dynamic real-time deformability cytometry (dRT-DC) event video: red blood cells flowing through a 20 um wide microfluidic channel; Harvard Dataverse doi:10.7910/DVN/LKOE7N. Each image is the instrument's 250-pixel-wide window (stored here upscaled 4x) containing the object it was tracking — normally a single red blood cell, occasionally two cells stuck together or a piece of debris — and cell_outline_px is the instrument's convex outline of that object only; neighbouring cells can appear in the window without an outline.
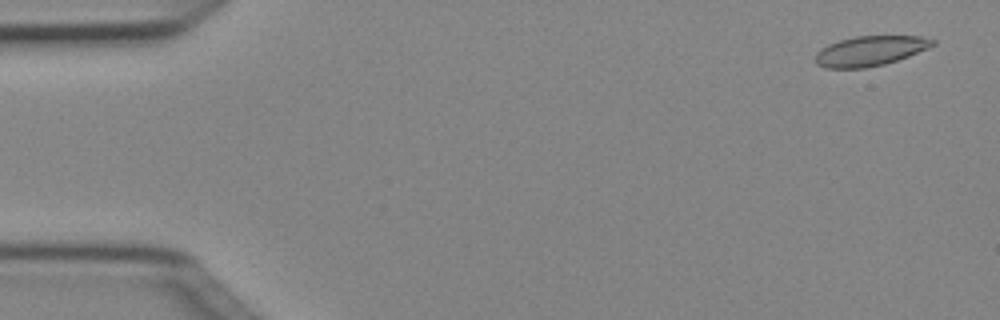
{"species": "Egyptian fruit bat (a non-hibernating species)", "species_latin": "Rousettus aegyptiacus", "temperature_condition": "cold", "stored_images_in_passage": 6, "camera_frame_rate_fps": 3000, "um_per_image_px": 0.085, "animal": {"sex": "female"}, "frame": {"image": 1, "passage_image": 1, "time_ms": 0.0, "image_size_px": [1000, 320], "cell_outline_px": [[936, 44], [928, 48], [908, 56], [884, 64], [864, 68], [824, 68], [816, 64], [812, 60], [816, 52], [820, 48], [828, 44], [840, 40], [856, 36], [920, 36], [936, 40]], "centroid_in_image_um": [73.9, 4.33], "position_along_channel_um": 11.1, "area_um2": 20.58}}
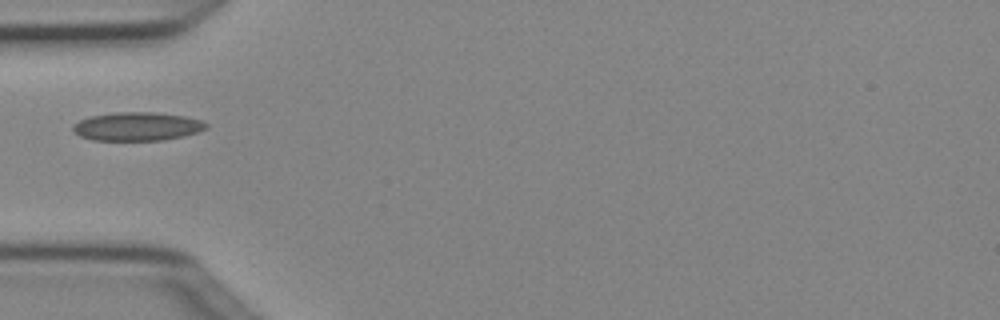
{"frame": {"image": 2, "passage_image": 5, "time_ms": 1.333, "image_size_px": [1000, 320], "cell_outline_px": [[208, 128], [184, 136], [164, 140], [92, 140], [80, 136], [72, 128], [72, 124], [88, 116], [116, 112], [152, 112], [184, 116], [204, 120], [208, 124]], "centroid_in_image_um": [11.67, 10.74], "position_along_channel_um": 73.3, "area_um2": 22.25}}
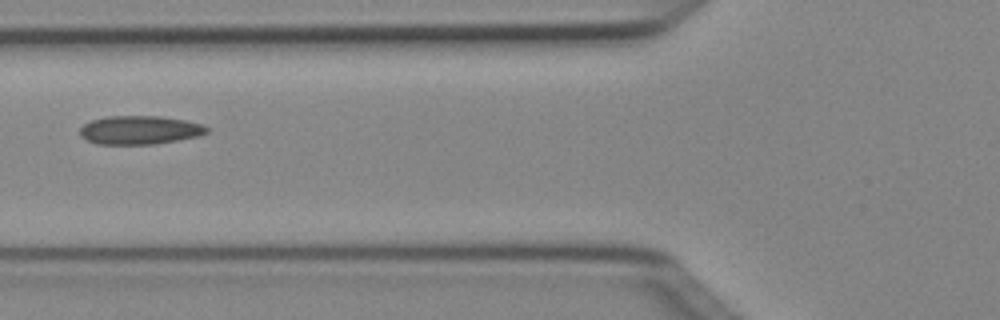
{"frame": {"image": 3, "passage_image": 6, "time_ms": 1.667, "image_size_px": [1000, 320], "cell_outline_px": [[208, 132], [200, 136], [156, 144], [96, 144], [80, 136], [80, 128], [84, 124], [92, 120], [108, 116], [160, 116], [184, 120], [204, 124], [208, 128]], "centroid_in_image_um": [11.9, 11.05], "position_along_channel_um": 113.9, "area_um2": 21.21}}